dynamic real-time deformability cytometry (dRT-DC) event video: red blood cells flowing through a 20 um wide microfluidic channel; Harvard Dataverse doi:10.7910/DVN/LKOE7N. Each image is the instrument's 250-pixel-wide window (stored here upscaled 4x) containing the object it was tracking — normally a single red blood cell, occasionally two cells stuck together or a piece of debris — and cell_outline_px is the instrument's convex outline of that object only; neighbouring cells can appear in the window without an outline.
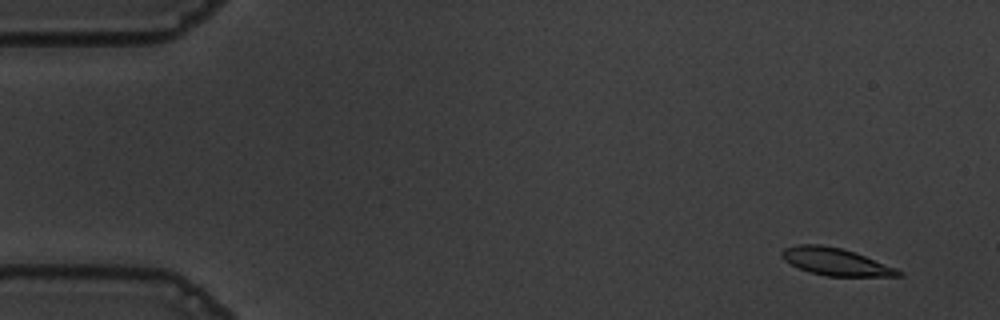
{"species": "common noctule bat (a hibernating species)", "species_latin": "Nyctalus noctula", "temperature_condition": "warm", "stored_images_in_passage": 56, "camera_frame_rate_fps": 3000, "um_per_image_px": 0.085, "animal": {"sex": "male", "body_mass_g": 19.5, "forearm_length_mm": 54.6}, "frame": {"image": 1, "passage_image": 4, "time_ms": 1.0, "image_size_px": [1000, 320], "cell_outline_px": [[904, 276], [828, 276], [812, 272], [800, 268], [784, 260], [780, 256], [780, 252], [784, 248], [800, 244], [820, 244], [840, 248], [864, 256], [896, 268], [904, 272]], "centroid_in_image_um": [71.02, 22.24], "position_along_channel_um": 14.0, "area_um2": 18.26}}
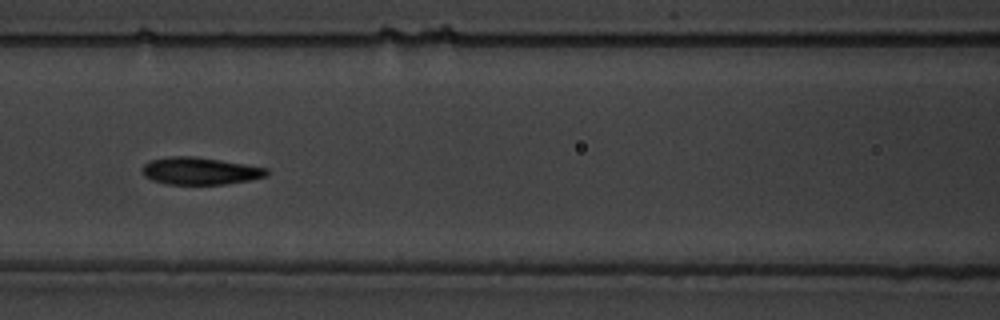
{"frame": {"image": 2, "passage_image": 25, "time_ms": 8.0, "image_size_px": [1000, 320], "cell_outline_px": [[268, 176], [248, 180], [224, 184], [168, 184], [152, 180], [144, 176], [140, 172], [140, 168], [144, 164], [152, 160], [172, 156], [192, 156], [220, 160], [268, 168]], "centroid_in_image_um": [16.97, 14.53], "position_along_channel_um": 149.6, "area_um2": 19.71}}
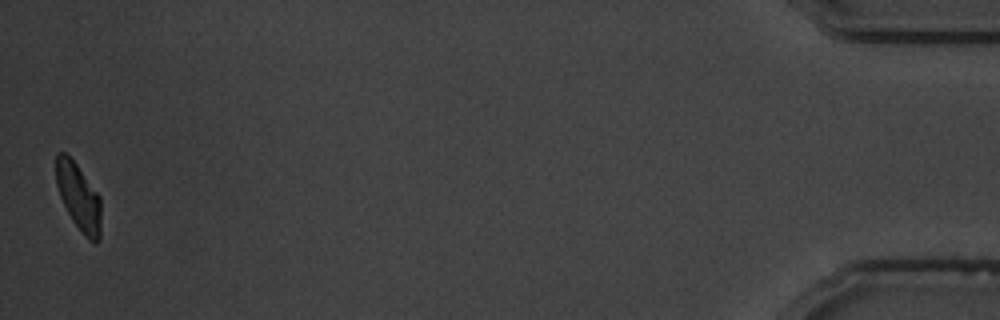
{"frame": {"image": 3, "passage_image": 56, "time_ms": 18.333, "image_size_px": [1000, 320], "cell_outline_px": [[100, 240], [96, 244], [88, 240], [84, 236], [72, 220], [60, 196], [56, 184], [56, 152], [64, 152], [76, 164], [100, 196]], "centroid_in_image_um": [6.69, 16.77], "position_along_channel_um": 428.5, "area_um2": 17.46}, "authors_computed_cell_mechanics": {"area_um2": 19.074, "velocity_mm_per_s": 3.5927, "shape_relaxation_time_tau1_ms": 3.7077, "shape_relaxation_time_tau2_ms": 1.8834, "deformation_change_tau1": 0.1544, "deformation_change_tau2": 0.0725}}